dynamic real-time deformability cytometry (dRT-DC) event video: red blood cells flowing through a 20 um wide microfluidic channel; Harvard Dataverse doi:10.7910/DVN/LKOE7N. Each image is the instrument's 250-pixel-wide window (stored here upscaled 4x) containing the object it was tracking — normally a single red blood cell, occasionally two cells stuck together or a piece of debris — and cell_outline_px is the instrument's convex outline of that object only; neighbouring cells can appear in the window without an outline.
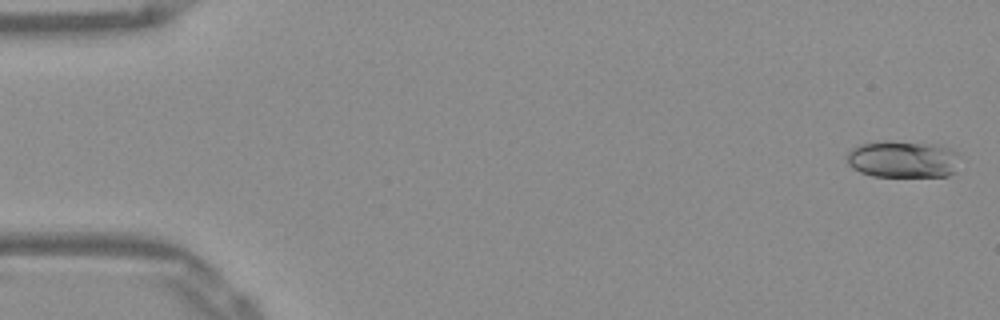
{"species": "Egyptian fruit bat (a non-hibernating species)", "species_latin": "Rousettus aegyptiacus", "temperature_condition": "warm", "stored_images_in_passage": 52, "camera_frame_rate_fps": 3000, "um_per_image_px": 0.085, "frame": {"image": 1, "passage_image": 1, "time_ms": 0.0, "image_size_px": [1000, 320], "cell_outline_px": [[960, 156], [956, 172], [948, 176], [872, 176], [860, 172], [852, 168], [848, 164], [848, 152], [852, 148], [860, 144], [884, 140], [892, 140], [940, 144], [952, 148], [960, 152]], "centroid_in_image_um": [76.82, 13.51], "position_along_channel_um": 8.2, "area_um2": 25.09}}
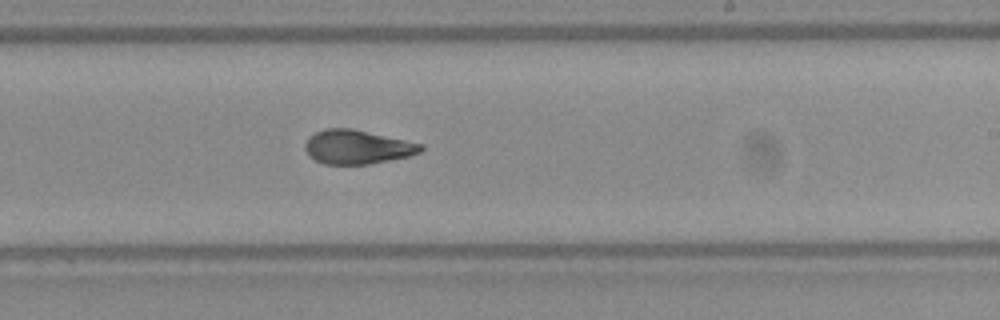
{"frame": {"image": 2, "passage_image": 31, "time_ms": 10.0, "image_size_px": [1000, 320], "cell_outline_px": [[424, 148], [420, 152], [408, 156], [368, 164], [324, 164], [308, 156], [304, 148], [304, 144], [316, 132], [324, 128], [352, 128], [424, 144]], "centroid_in_image_um": [30.36, 12.49], "position_along_channel_um": 258.6, "area_um2": 22.83}}
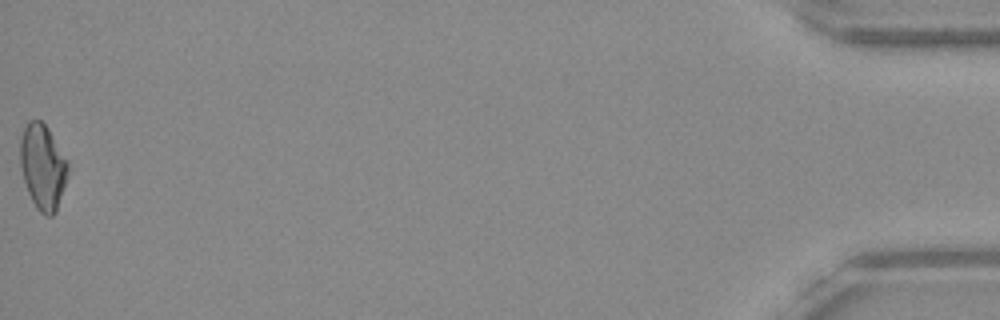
{"frame": {"image": 3, "passage_image": 52, "time_ms": 17.0, "image_size_px": [1000, 320], "cell_outline_px": [[68, 168], [64, 184], [56, 212], [52, 216], [44, 216], [36, 208], [28, 192], [24, 180], [20, 164], [20, 140], [24, 128], [28, 120], [40, 120], [48, 128], [68, 160]], "centroid_in_image_um": [3.62, 14.17], "position_along_channel_um": 431.6, "area_um2": 23.52}, "authors_computed_cell_mechanics": {"area_um2": 23.2934, "velocity_mm_per_s": 3.8914, "shape_relaxation_time_tau1_ms": null, "shape_relaxation_time_tau2_ms": 1.8846, "deformation_change_tau1": null, "deformation_change_tau2": 0.0788}}